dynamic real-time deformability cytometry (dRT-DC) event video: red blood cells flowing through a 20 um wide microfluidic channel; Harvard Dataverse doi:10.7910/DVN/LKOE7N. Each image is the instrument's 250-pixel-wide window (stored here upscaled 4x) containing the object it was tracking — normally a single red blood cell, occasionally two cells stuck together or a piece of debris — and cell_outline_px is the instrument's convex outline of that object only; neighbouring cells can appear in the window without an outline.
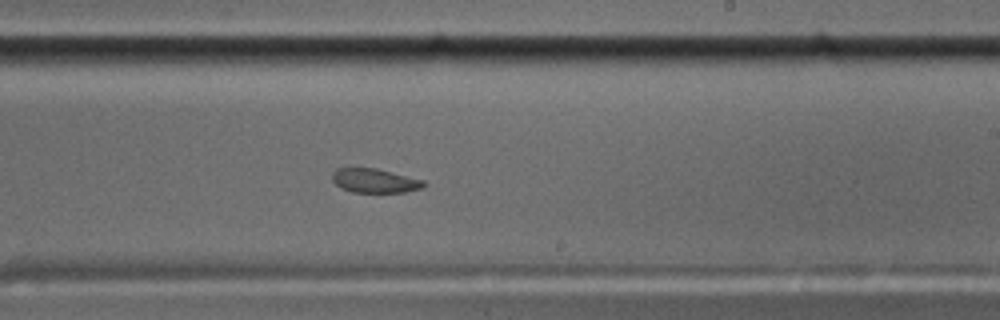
{"species": "common noctule bat (a hibernating species)", "species_latin": "Nyctalus noctula", "temperature_condition": "cold", "stored_images_in_passage": 42, "camera_frame_rate_fps": 3000, "um_per_image_px": 0.085, "animal": {"sex": "male", "body_mass_g": 17.5, "forearm_length_mm": 52.3}, "frame": {"image": 1, "passage_image": 19, "time_ms": 6.0, "image_size_px": [1000, 320], "cell_outline_px": [[428, 184], [424, 188], [404, 192], [352, 192], [336, 184], [332, 180], [332, 172], [336, 168], [376, 168], [424, 180]], "centroid_in_image_um": [31.89, 15.35], "position_along_channel_um": 257.1, "area_um2": 12.89}}
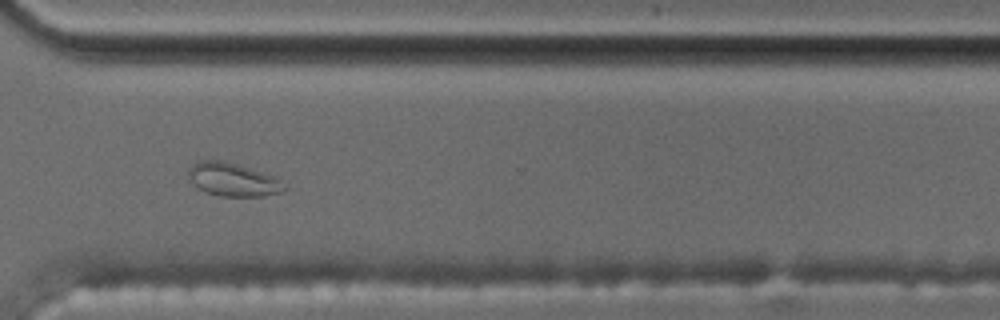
{"frame": {"image": 2, "passage_image": 27, "time_ms": 8.667, "image_size_px": [1000, 320], "cell_outline_px": [[288, 188], [280, 192], [264, 196], [220, 196], [204, 192], [188, 180], [188, 168], [196, 160], [224, 160], [276, 176]], "centroid_in_image_um": [19.76, 15.25], "position_along_channel_um": 350.8, "area_um2": 18.9}}
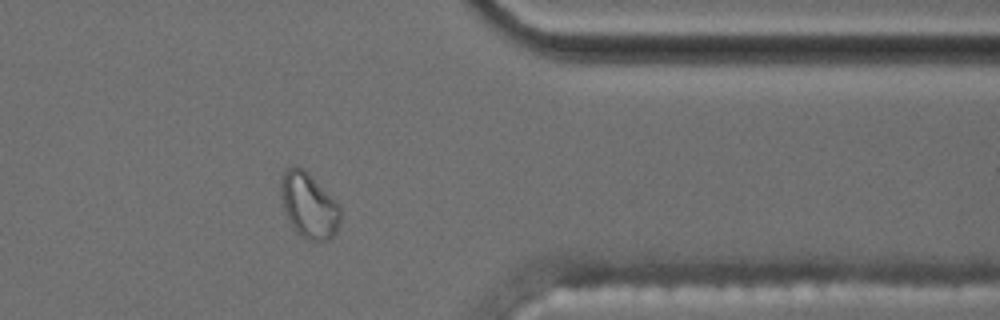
{"frame": {"image": 3, "passage_image": 31, "time_ms": 10.0, "image_size_px": [1000, 320], "cell_outline_px": [[340, 220], [336, 232], [328, 240], [308, 240], [300, 236], [296, 232], [288, 220], [280, 196], [280, 184], [284, 172], [288, 168], [296, 164], [304, 168], [340, 208]], "centroid_in_image_um": [26.21, 17.46], "position_along_channel_um": 385.2, "area_um2": 22.31}, "authors_computed_cell_mechanics": {"area_um2": 14.161, "velocity_mm_per_s": 3.4954, "shape_relaxation_time_tau1_ms": null, "shape_relaxation_time_tau2_ms": 1.567, "deformation_change_tau1": null, "deformation_change_tau2": 0.073}}